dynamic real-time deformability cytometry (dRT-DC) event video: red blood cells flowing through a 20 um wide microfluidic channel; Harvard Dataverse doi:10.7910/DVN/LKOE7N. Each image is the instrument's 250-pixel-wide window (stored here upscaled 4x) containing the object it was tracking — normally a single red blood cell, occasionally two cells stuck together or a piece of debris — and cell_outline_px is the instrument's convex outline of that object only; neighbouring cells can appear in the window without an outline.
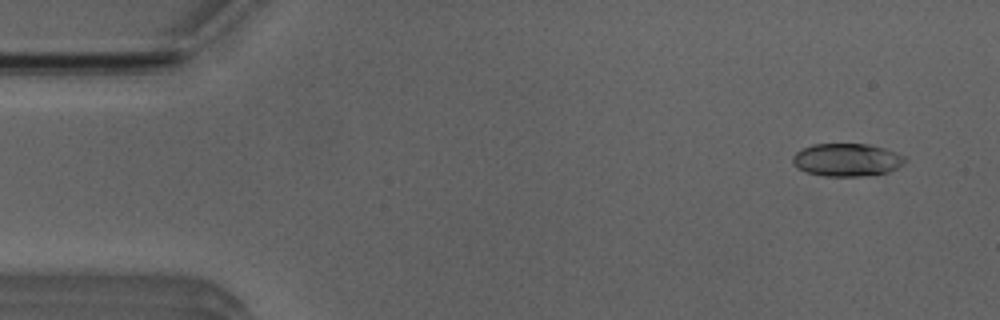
{"species": "Egyptian fruit bat (a non-hibernating species)", "species_latin": "Rousettus aegyptiacus", "temperature_condition": "room temperature", "stored_images_in_passage": 8, "camera_frame_rate_fps": 3000, "um_per_image_px": 0.085, "animal": {"sex": "male"}, "frame": {"image": 1, "passage_image": 3, "time_ms": 0.667, "image_size_px": [1000, 320], "cell_outline_px": [[904, 160], [896, 168], [888, 172], [860, 176], [824, 176], [804, 172], [796, 168], [792, 160], [792, 156], [796, 152], [812, 144], [868, 144], [884, 148], [904, 156]], "centroid_in_image_um": [71.91, 13.59], "position_along_channel_um": 13.1, "area_um2": 21.33}}